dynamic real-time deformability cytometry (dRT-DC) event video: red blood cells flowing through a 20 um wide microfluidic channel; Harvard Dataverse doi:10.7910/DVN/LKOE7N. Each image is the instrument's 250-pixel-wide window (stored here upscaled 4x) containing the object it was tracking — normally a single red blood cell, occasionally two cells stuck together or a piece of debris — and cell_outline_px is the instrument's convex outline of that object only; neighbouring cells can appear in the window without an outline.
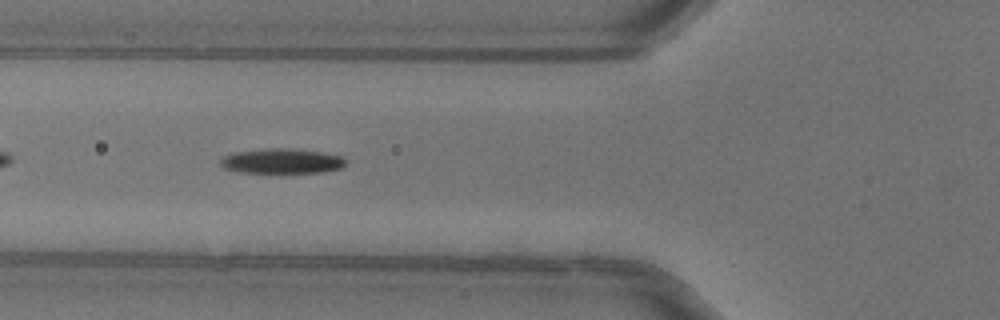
{"species": "common noctule bat (a hibernating species)", "species_latin": "Nyctalus noctula", "temperature_condition": "warm", "stored_images_in_passage": 38, "camera_frame_rate_fps": 3000, "um_per_image_px": 0.085, "animal": {"sex": "female"}, "frame": {"image": 1, "passage_image": 6, "time_ms": 1.667, "image_size_px": [1000, 320], "cell_outline_px": [[344, 164], [340, 168], [324, 172], [240, 172], [224, 168], [220, 164], [220, 160], [224, 156], [236, 152], [268, 148], [292, 148], [324, 152], [340, 156], [344, 160]], "centroid_in_image_um": [23.94, 13.68], "position_along_channel_um": 101.9, "area_um2": 17.98}, "authors_computed_cell_mechanics": {"area_um2": 17.8602, "velocity_mm_per_s": 4.0418, "shape_relaxation_time_tau1_ms": 2.4093, "shape_relaxation_time_tau2_ms": null, "deformation_change_tau1": 0.1126, "deformation_change_tau2": null}}